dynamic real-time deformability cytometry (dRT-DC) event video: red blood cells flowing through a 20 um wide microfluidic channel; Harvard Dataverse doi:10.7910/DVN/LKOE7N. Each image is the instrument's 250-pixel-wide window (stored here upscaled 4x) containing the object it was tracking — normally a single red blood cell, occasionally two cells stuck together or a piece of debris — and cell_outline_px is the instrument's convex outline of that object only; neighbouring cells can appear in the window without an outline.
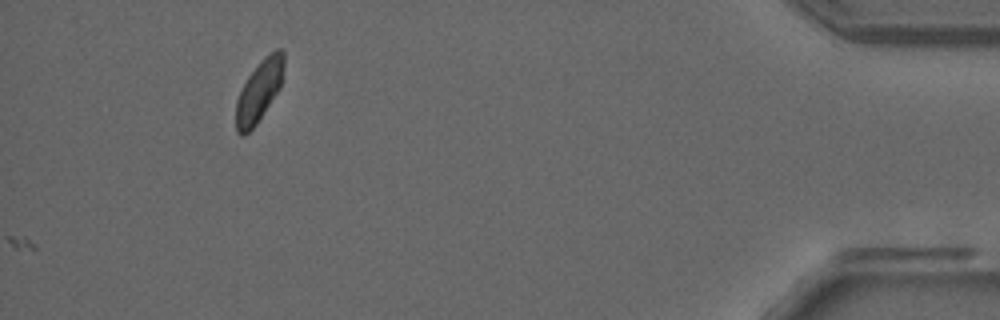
{"species": "common noctule bat (a hibernating species)", "species_latin": "Nyctalus noctula", "temperature_condition": "room temperature", "stored_images_in_passage": 11, "camera_frame_rate_fps": 3000, "um_per_image_px": 0.085, "animal": {"sex": "male", "forearm_length_mm": 52.5}, "frame": {"image": 1, "passage_image": 11, "time_ms": 3.333, "image_size_px": [1000, 320], "cell_outline_px": [[284, 64], [280, 88], [256, 124], [244, 136], [240, 136], [236, 132], [236, 100], [248, 76], [260, 60], [264, 56], [276, 48], [280, 48], [284, 52]], "centroid_in_image_um": [22.02, 7.72], "position_along_channel_um": 413.2, "area_um2": 17.11}}